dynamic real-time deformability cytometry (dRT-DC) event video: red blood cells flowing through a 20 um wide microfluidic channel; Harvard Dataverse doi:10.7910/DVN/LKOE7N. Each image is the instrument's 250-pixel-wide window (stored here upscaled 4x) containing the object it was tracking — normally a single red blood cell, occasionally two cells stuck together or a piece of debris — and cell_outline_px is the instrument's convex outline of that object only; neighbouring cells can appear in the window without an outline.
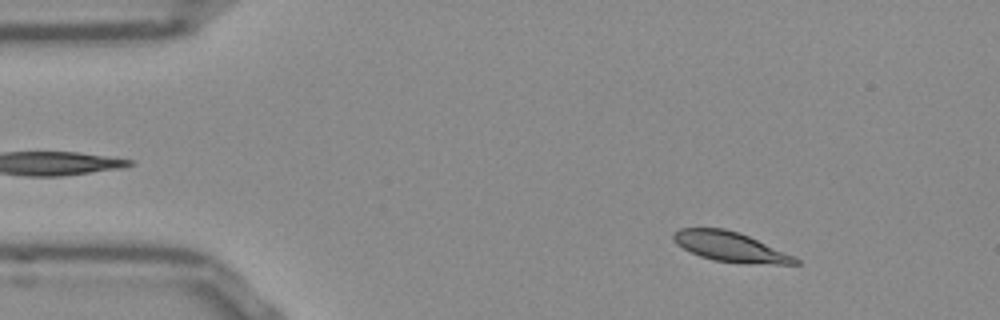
{"species": "Egyptian fruit bat (a non-hibernating species)", "species_latin": "Rousettus aegyptiacus", "temperature_condition": "room temperature", "stored_images_in_passage": 52, "camera_frame_rate_fps": 3000, "um_per_image_px": 0.085, "frame": {"image": 1, "passage_image": 6, "time_ms": 1.667, "image_size_px": [1000, 320], "cell_outline_px": [[800, 264], [776, 264], [712, 260], [700, 256], [676, 244], [672, 240], [672, 232], [680, 228], [724, 228], [748, 236], [792, 256], [800, 260]], "centroid_in_image_um": [61.98, 20.95], "position_along_channel_um": 23.0, "area_um2": 20.52}}
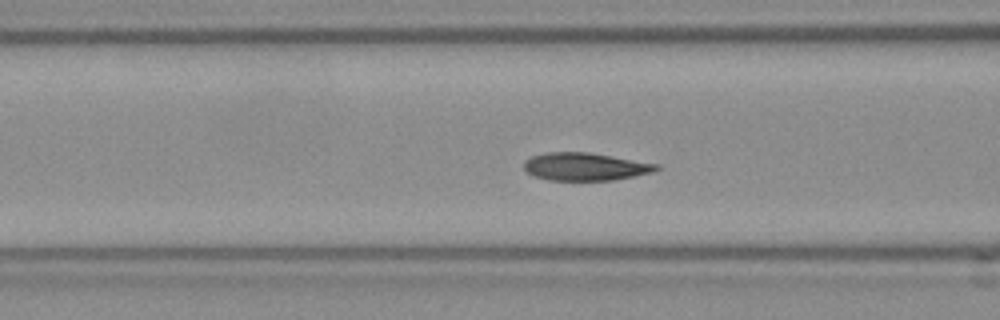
{"frame": {"image": 2, "passage_image": 19, "time_ms": 6.0, "image_size_px": [1000, 320], "cell_outline_px": [[660, 168], [652, 172], [612, 180], [548, 180], [536, 176], [528, 172], [524, 168], [524, 160], [532, 156], [548, 152], [588, 152], [660, 164]], "centroid_in_image_um": [49.74, 14.15], "position_along_channel_um": 116.9, "area_um2": 21.27}}
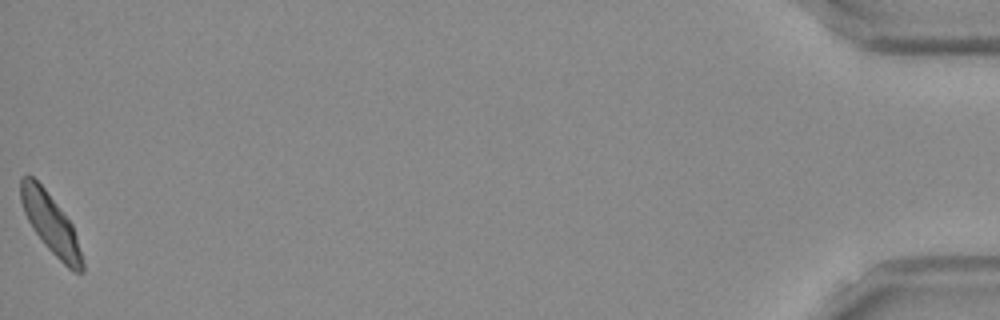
{"frame": {"image": 3, "passage_image": 52, "time_ms": 17.0, "image_size_px": [1000, 320], "cell_outline_px": [[84, 272], [72, 272], [44, 244], [32, 228], [24, 212], [20, 200], [20, 180], [24, 176], [32, 176], [44, 188], [72, 224], [76, 236], [84, 264]], "centroid_in_image_um": [4.3, 19.03], "position_along_channel_um": 430.9, "area_um2": 21.04}, "authors_computed_cell_mechanics": {"area_um2": 21.675, "velocity_mm_per_s": 3.795, "shape_relaxation_time_tau1_ms": 2.6369, "shape_relaxation_time_tau2_ms": null, "deformation_change_tau1": 0.0986, "deformation_change_tau2": null}}